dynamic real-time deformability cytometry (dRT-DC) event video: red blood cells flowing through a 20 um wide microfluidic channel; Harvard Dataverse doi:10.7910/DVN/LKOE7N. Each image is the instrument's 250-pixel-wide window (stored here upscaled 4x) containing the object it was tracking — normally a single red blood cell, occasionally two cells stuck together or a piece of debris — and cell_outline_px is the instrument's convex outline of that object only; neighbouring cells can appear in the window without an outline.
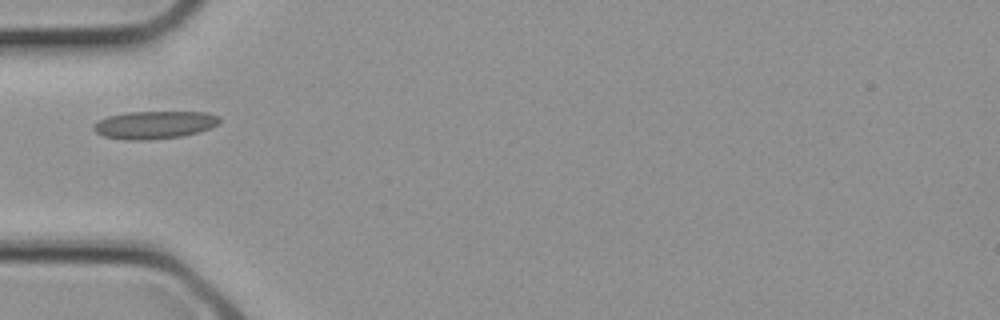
{"species": "common noctule bat (a hibernating species)", "species_latin": "Nyctalus noctula", "temperature_condition": "cold", "stored_images_in_passage": 1, "camera_frame_rate_fps": 3000, "um_per_image_px": 0.085, "animal": {"sex": "female", "body_mass_g": 21.9}, "frame": {"image": 1, "passage_image": 1, "time_ms": 0.0, "image_size_px": [1000, 320], "cell_outline_px": [[220, 120], [212, 128], [200, 132], [180, 136], [148, 140], [128, 140], [104, 136], [96, 132], [92, 128], [100, 120], [108, 116], [128, 112], [208, 112], [220, 116]], "centroid_in_image_um": [13.17, 10.61], "position_along_channel_um": 71.8, "area_um2": 20.29}}